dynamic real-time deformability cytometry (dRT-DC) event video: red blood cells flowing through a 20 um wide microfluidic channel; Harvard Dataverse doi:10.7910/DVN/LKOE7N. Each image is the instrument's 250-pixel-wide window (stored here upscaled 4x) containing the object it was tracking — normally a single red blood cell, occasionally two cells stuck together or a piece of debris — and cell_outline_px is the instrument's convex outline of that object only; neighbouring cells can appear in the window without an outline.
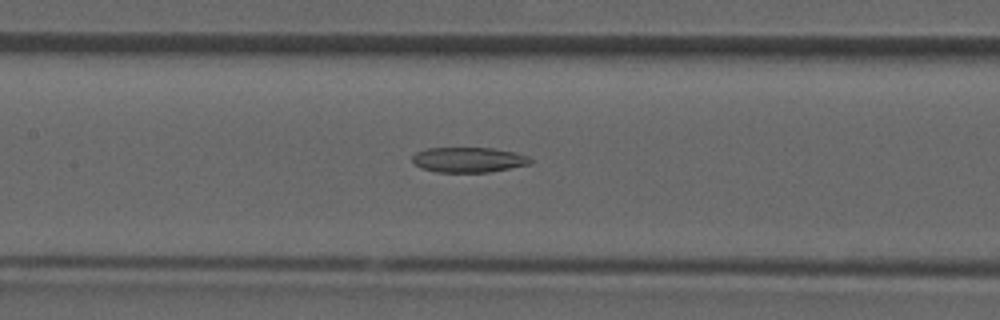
{"species": "common noctule bat (a hibernating species)", "species_latin": "Nyctalus noctula", "temperature_condition": "room temperature", "stored_images_in_passage": 35, "segment_of_instrument_passage": [2, 2], "camera_frame_rate_fps": 3000, "um_per_image_px": 0.085, "animal": {"sex": "male", "forearm_length_mm": 52.5}, "frame": {"image": 1, "passage_image": 16, "time_ms": 5.0, "image_size_px": [1000, 320], "cell_outline_px": [[532, 164], [488, 172], [436, 172], [420, 168], [412, 160], [412, 156], [416, 152], [424, 148], [492, 148], [516, 152], [528, 156], [532, 160]], "centroid_in_image_um": [39.83, 13.58], "position_along_channel_um": 167.6, "area_um2": 17.4}}
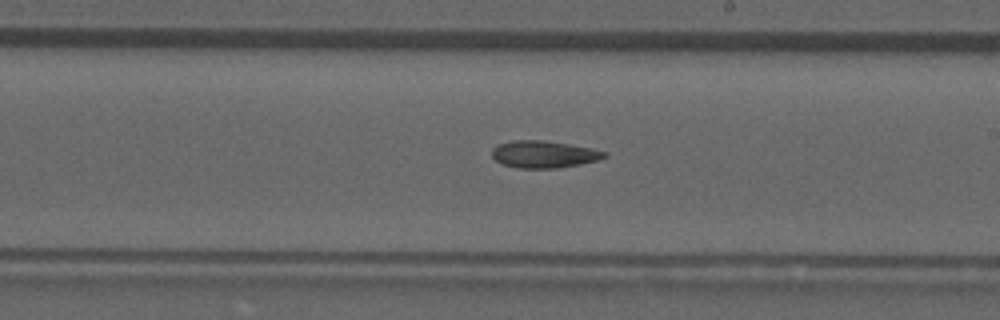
{"frame": {"image": 2, "passage_image": 20, "time_ms": 6.333, "image_size_px": [1000, 320], "cell_outline_px": [[608, 156], [596, 160], [580, 164], [556, 168], [520, 168], [500, 164], [492, 156], [492, 148], [496, 144], [512, 140], [544, 140], [592, 148], [608, 152]], "centroid_in_image_um": [46.2, 13.1], "position_along_channel_um": 242.8, "area_um2": 17.86}}
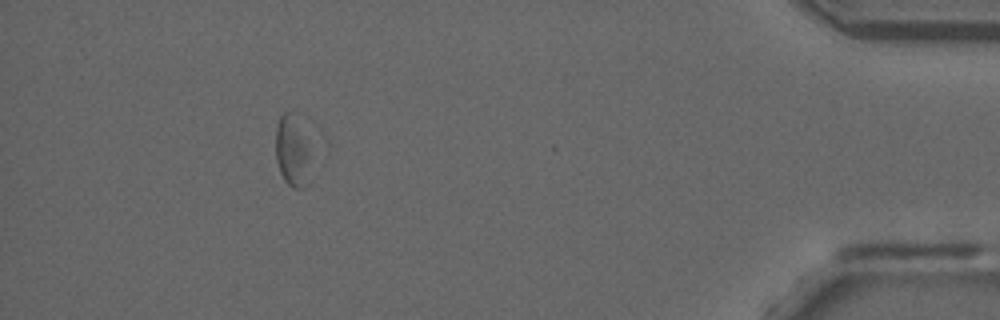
{"frame": {"image": 3, "passage_image": 32, "time_ms": 10.333, "image_size_px": [1000, 320], "cell_outline_px": [[308, 156], [300, 188], [292, 188], [284, 180], [280, 172], [276, 160], [276, 124], [280, 116], [284, 112], [288, 112], [304, 136]], "centroid_in_image_um": [24.7, 12.82], "position_along_channel_um": 410.5, "area_um2": 12.77}}